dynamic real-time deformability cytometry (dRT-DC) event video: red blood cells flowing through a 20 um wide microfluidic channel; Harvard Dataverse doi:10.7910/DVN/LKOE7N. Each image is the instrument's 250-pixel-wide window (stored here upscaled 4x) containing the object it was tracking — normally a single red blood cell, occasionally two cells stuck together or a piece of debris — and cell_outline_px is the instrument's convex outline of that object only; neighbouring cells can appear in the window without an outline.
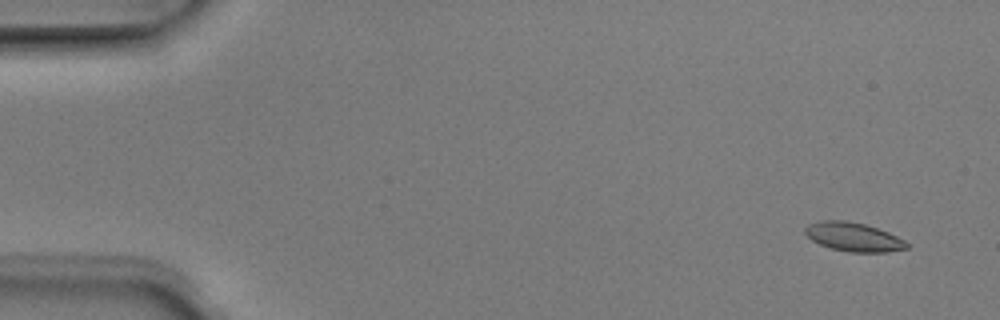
{"species": "Egyptian fruit bat (a non-hibernating species)", "species_latin": "Rousettus aegyptiacus", "temperature_condition": "room temperature", "stored_images_in_passage": 4, "camera_frame_rate_fps": 3000, "um_per_image_px": 0.085, "animal": {"sex": "male"}, "frame": {"image": 1, "passage_image": 1, "time_ms": 0.0, "image_size_px": [1000, 320], "cell_outline_px": [[908, 248], [888, 252], [848, 252], [832, 248], [820, 244], [812, 240], [804, 232], [804, 228], [808, 224], [824, 220], [844, 220], [864, 224], [888, 232], [904, 240], [908, 244]], "centroid_in_image_um": [72.54, 20.14], "position_along_channel_um": 12.5, "area_um2": 16.94}}
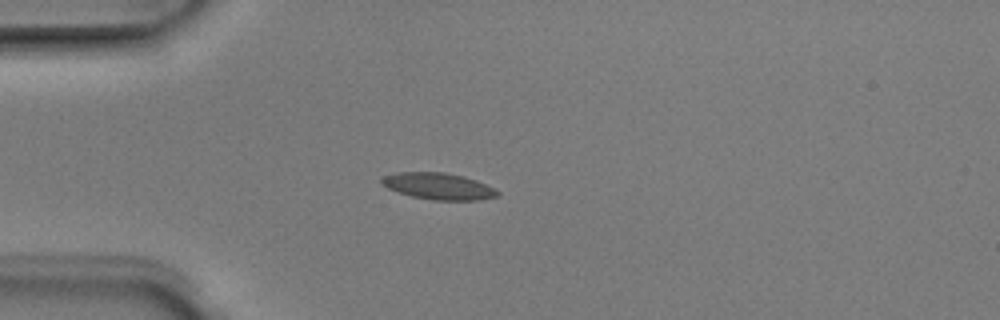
{"frame": {"image": 2, "passage_image": 3, "time_ms": 0.667, "image_size_px": [1000, 320], "cell_outline_px": [[500, 192], [496, 196], [480, 200], [432, 200], [412, 196], [388, 188], [380, 184], [380, 176], [396, 172], [444, 172], [464, 176], [476, 180]], "centroid_in_image_um": [37.21, 15.81], "position_along_channel_um": 47.8, "area_um2": 17.92}}